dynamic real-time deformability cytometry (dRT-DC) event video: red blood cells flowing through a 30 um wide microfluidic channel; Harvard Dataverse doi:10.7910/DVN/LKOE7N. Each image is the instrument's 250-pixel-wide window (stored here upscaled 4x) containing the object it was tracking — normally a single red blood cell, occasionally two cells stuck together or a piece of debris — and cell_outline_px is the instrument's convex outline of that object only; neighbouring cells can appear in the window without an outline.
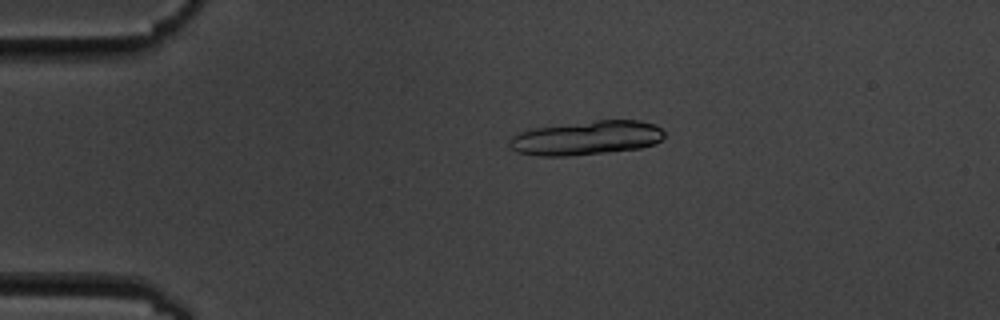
{"species": "common noctule bat (a hibernating species)", "species_latin": "Nyctalus noctula", "temperature_condition": "cold", "stored_images_in_passage": 8, "segment_of_instrument_passage": [1, 2], "camera_frame_rate_fps": 3000, "um_per_image_px": 0.085, "animal": {"sex": "male", "body_mass_g": 19.5, "forearm_length_mm": 54.6}, "frame": {"image": 1, "passage_image": 4, "time_ms": 3.333, "image_size_px": [1000, 320], "cell_outline_px": [[664, 136], [656, 144], [640, 148], [608, 152], [568, 156], [540, 156], [516, 152], [508, 148], [508, 144], [512, 136], [516, 132], [528, 128], [596, 120], [640, 120], [656, 124], [664, 132]], "centroid_in_image_um": [49.8, 11.72], "position_along_channel_um": 35.2, "area_um2": 31.33}}